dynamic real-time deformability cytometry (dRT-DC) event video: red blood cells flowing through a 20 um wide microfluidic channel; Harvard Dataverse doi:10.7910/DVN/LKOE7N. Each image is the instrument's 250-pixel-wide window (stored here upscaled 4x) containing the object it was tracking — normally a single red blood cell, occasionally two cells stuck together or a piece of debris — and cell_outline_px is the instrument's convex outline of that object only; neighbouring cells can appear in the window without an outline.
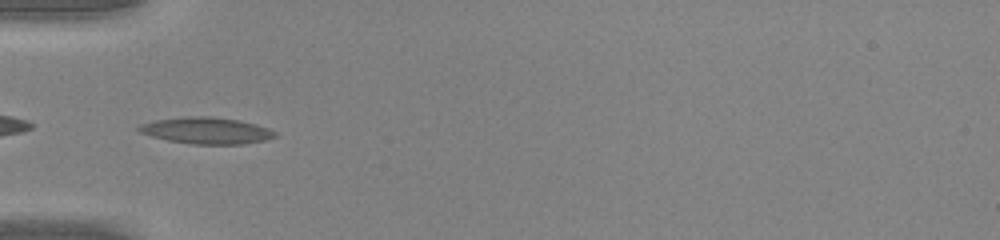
{"species": "common noctule bat (a hibernating species)", "species_latin": "Nyctalus noctula", "temperature_condition": "warm", "stored_images_in_passage": 29, "camera_frame_rate_fps": 3000, "um_per_image_px": 0.085, "animal": {"sex": "male", "body_mass_g": 20.0, "forearm_length_mm": 53.3}, "frame": {"image": 1, "passage_image": 1, "time_ms": 0.0, "image_size_px": [1000, 240], "cell_outline_px": [[276, 136], [264, 140], [244, 144], [192, 144], [168, 140], [136, 132], [136, 128], [140, 124], [156, 120], [184, 116], [212, 116], [240, 120], [256, 124], [268, 128], [276, 132]], "centroid_in_image_um": [17.52, 11.09], "position_along_channel_um": 67.5, "area_um2": 21.15}}
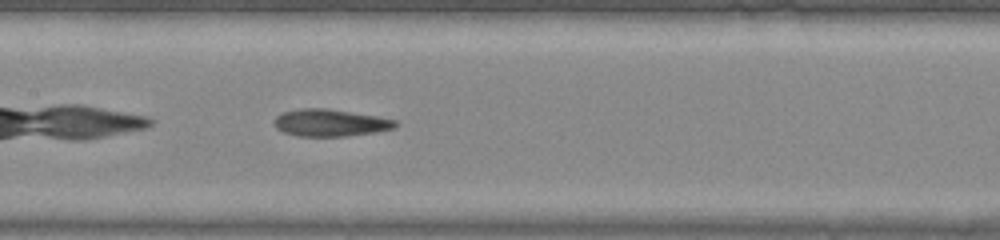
{"frame": {"image": 2, "passage_image": 9, "time_ms": 2.667, "image_size_px": [1000, 240], "cell_outline_px": [[396, 128], [376, 132], [344, 136], [300, 136], [284, 132], [276, 128], [276, 116], [280, 112], [300, 108], [324, 108], [376, 116], [396, 120]], "centroid_in_image_um": [28.06, 10.43], "position_along_channel_um": 179.3, "area_um2": 18.96}}
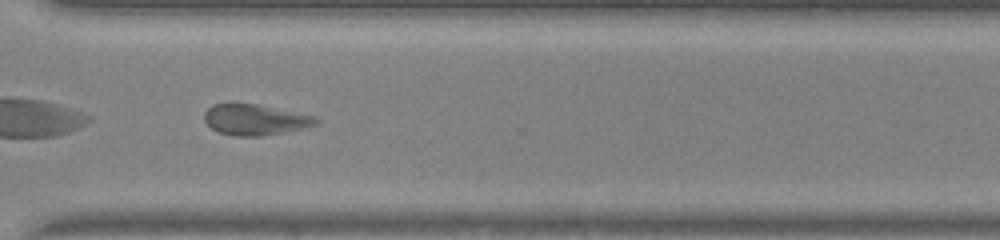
{"frame": {"image": 3, "passage_image": 21, "time_ms": 6.667, "image_size_px": [1000, 240], "cell_outline_px": [[320, 120], [316, 124], [304, 128], [284, 132], [260, 136], [236, 136], [220, 132], [212, 128], [204, 120], [204, 112], [212, 104], [232, 100], [256, 104], [316, 116]], "centroid_in_image_um": [21.64, 10.13], "position_along_channel_um": 349.0, "area_um2": 20.46}, "authors_computed_cell_mechanics": {"area_um2": 19.8832, "velocity_mm_per_s": 4.2392, "shape_relaxation_time_tau1_ms": null, "shape_relaxation_time_tau2_ms": 2.0998, "deformation_change_tau1": null, "deformation_change_tau2": 0.1107}}